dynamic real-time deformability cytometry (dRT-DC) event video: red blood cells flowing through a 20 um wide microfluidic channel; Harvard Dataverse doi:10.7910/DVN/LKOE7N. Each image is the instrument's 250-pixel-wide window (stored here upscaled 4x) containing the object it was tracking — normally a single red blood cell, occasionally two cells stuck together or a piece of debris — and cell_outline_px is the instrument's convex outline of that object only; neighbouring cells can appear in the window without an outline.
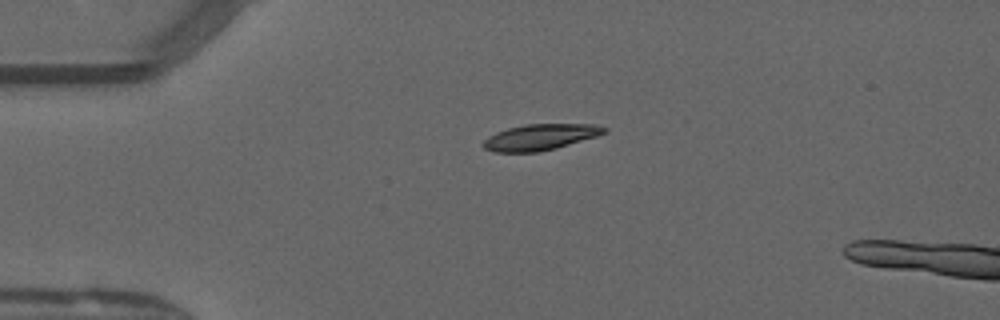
{"species": "common noctule bat (a hibernating species)", "species_latin": "Nyctalus noctula", "temperature_condition": "warm", "stored_images_in_passage": 7, "camera_frame_rate_fps": 3000, "um_per_image_px": 0.085, "animal": {"sex": "male", "forearm_length_mm": 52.5}, "frame": {"image": 1, "passage_image": 3, "time_ms": 0.667, "image_size_px": [1000, 320], "cell_outline_px": [[608, 128], [604, 132], [596, 136], [556, 148], [540, 152], [492, 152], [484, 148], [480, 144], [488, 136], [496, 132], [508, 128], [524, 124], [596, 124]], "centroid_in_image_um": [45.86, 11.65], "position_along_channel_um": 39.1, "area_um2": 18.38}}